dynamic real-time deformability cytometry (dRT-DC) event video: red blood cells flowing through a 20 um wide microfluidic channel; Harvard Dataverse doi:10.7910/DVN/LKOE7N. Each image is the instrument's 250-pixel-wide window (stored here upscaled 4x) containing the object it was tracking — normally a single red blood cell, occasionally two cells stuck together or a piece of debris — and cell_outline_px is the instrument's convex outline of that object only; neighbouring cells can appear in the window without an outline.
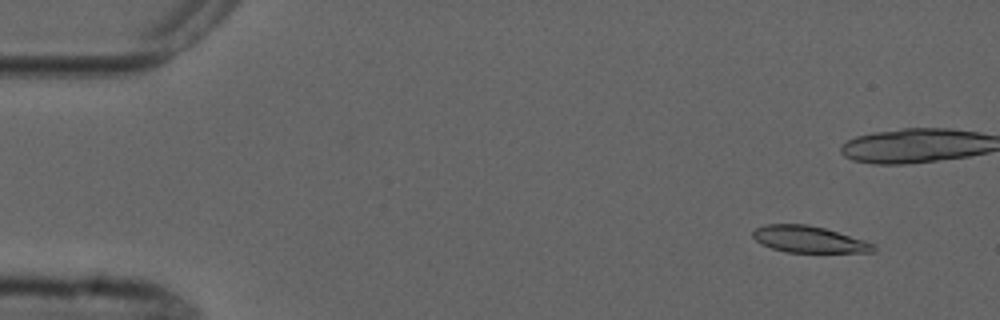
{"species": "common noctule bat (a hibernating species)", "species_latin": "Nyctalus noctula", "temperature_condition": "cold", "stored_images_in_passage": 10, "camera_frame_rate_fps": 3000, "um_per_image_px": 0.085, "animal": {"sex": "male", "forearm_length_mm": 52.5}, "frame": {"image": 1, "passage_image": 2, "time_ms": 1.0, "image_size_px": [1000, 320], "cell_outline_px": [[876, 252], [788, 252], [772, 248], [756, 240], [752, 236], [752, 232], [756, 228], [764, 224], [808, 224], [824, 228], [864, 240], [876, 244]], "centroid_in_image_um": [68.78, 20.34], "position_along_channel_um": 16.2, "area_um2": 18.55}}
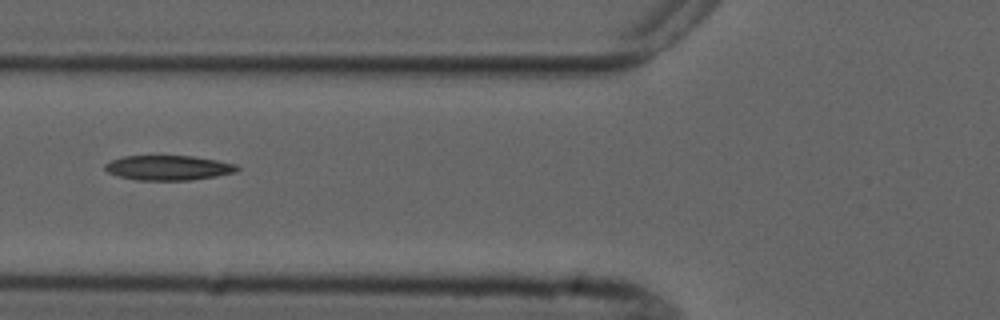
{"frame": {"image": 2, "passage_image": 7, "time_ms": 8.0, "image_size_px": [1000, 320], "cell_outline_px": [[240, 168], [236, 172], [216, 176], [192, 180], [136, 180], [116, 176], [108, 172], [104, 168], [104, 164], [112, 160], [124, 156], [192, 156], [216, 160], [236, 164]], "centroid_in_image_um": [14.3, 14.27], "position_along_channel_um": 111.5, "area_um2": 19.13}}
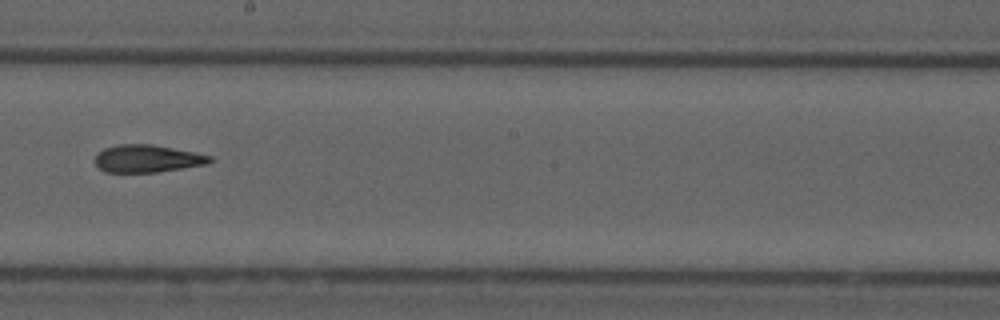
{"frame": {"image": 3, "passage_image": 10, "time_ms": 11.333, "image_size_px": [1000, 320], "cell_outline_px": [[216, 160], [208, 164], [156, 172], [104, 172], [92, 160], [96, 152], [104, 148], [120, 144], [152, 144], [212, 156]], "centroid_in_image_um": [12.49, 13.48], "position_along_channel_um": 235.7, "area_um2": 18.55}}